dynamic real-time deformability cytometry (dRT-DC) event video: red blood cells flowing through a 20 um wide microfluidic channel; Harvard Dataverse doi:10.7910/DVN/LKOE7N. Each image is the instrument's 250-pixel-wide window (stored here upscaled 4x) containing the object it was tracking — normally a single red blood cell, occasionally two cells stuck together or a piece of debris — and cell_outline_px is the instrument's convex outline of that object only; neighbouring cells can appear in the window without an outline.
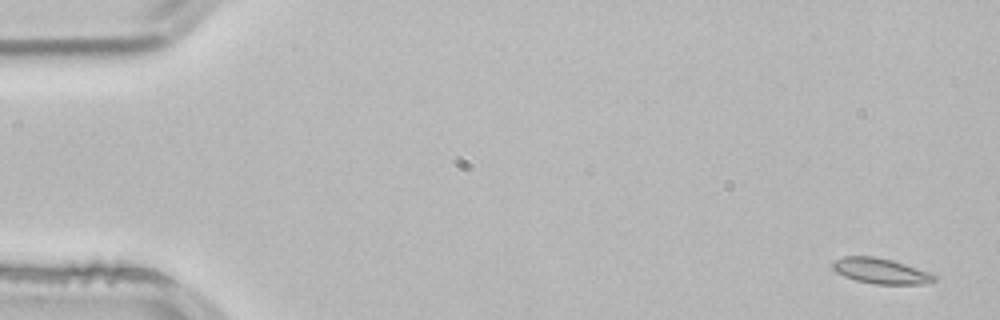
{"species": "common noctule bat (a hibernating species)", "species_latin": "Nyctalus noctula", "temperature_condition": "room temperature", "stored_images_in_passage": 3, "camera_frame_rate_fps": 3000, "um_per_image_px": 0.085, "animal": {"sex": "male", "body_mass_g": 21.5, "forearm_length_mm": 52.0}, "frame": {"image": 1, "passage_image": 1, "time_ms": 0.0, "image_size_px": [1000, 320], "cell_outline_px": [[940, 276], [936, 280], [924, 284], [876, 284], [856, 280], [844, 276], [836, 272], [832, 268], [832, 264], [836, 260], [844, 256], [876, 256], [892, 260]], "centroid_in_image_um": [74.88, 23.03], "position_along_channel_um": 10.1, "area_um2": 15.03}}
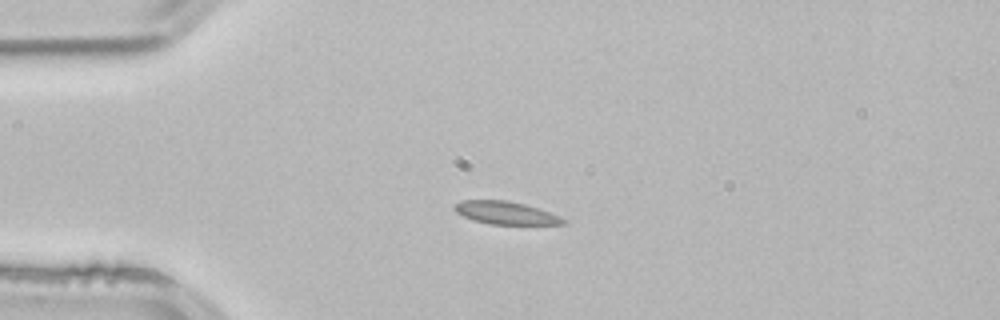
{"frame": {"image": 2, "passage_image": 3, "time_ms": 0.667, "image_size_px": [1000, 320], "cell_outline_px": [[564, 224], [488, 224], [472, 220], [456, 212], [456, 204], [464, 200], [504, 200], [524, 204], [548, 212], [564, 220]], "centroid_in_image_um": [42.92, 18.1], "position_along_channel_um": 42.1, "area_um2": 13.93}}